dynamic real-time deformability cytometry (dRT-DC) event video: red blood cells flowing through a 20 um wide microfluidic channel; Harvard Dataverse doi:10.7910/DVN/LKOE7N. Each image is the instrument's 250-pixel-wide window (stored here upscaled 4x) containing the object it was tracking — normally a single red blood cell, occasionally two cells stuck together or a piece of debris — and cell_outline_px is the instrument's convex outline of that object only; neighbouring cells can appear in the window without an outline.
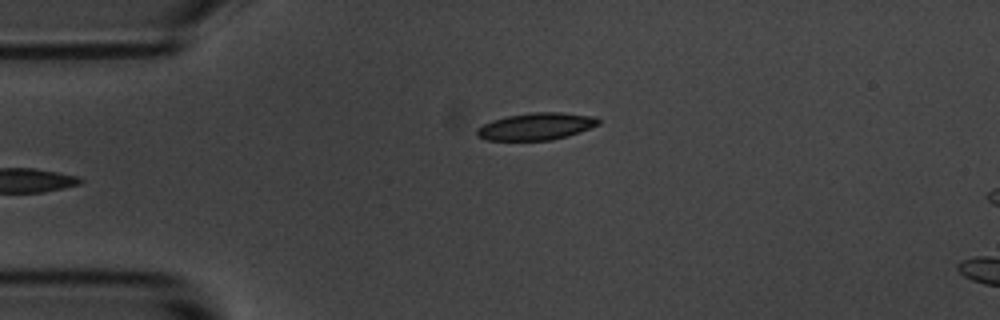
{"species": "common noctule bat (a hibernating species)", "species_latin": "Nyctalus noctula", "temperature_condition": "room temperature", "stored_images_in_passage": 3, "camera_frame_rate_fps": 3000, "um_per_image_px": 0.085, "animal": {"sex": "male", "body_mass_g": 20.1, "forearm_length_mm": 53.5}, "frame": {"image": 1, "passage_image": 3, "time_ms": 0.667, "image_size_px": [1000, 320], "cell_outline_px": [[600, 124], [580, 132], [568, 136], [552, 140], [488, 140], [476, 136], [476, 128], [492, 120], [508, 116], [532, 112], [560, 112], [596, 116], [600, 120]], "centroid_in_image_um": [45.6, 10.74], "position_along_channel_um": 39.4, "area_um2": 19.31}}